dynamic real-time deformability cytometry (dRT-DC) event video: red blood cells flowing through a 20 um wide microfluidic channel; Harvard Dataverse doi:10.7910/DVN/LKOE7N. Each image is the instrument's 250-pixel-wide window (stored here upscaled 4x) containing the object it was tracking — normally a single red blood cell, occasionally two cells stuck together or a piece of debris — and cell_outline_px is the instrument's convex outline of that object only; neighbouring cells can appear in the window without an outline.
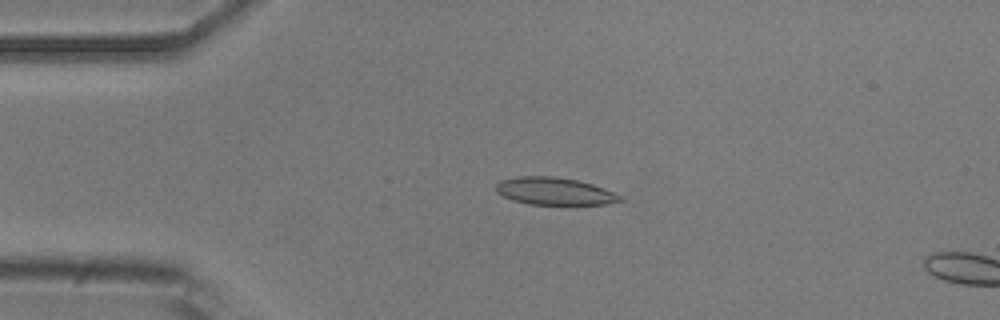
{"species": "common noctule bat (a hibernating species)", "species_latin": "Nyctalus noctula", "temperature_condition": "room temperature", "stored_images_in_passage": 4, "camera_frame_rate_fps": 3000, "um_per_image_px": 0.085, "animal": {"sex": "male", "body_mass_g": 20.5, "forearm_length_mm": 52.5}, "frame": {"image": 1, "passage_image": 3, "time_ms": 3.0, "image_size_px": [1000, 320], "cell_outline_px": [[624, 200], [608, 204], [528, 204], [512, 200], [496, 192], [496, 184], [500, 180], [520, 176], [556, 176], [576, 180], [592, 184], [604, 188], [624, 196]], "centroid_in_image_um": [47.15, 16.25], "position_along_channel_um": 37.8, "area_um2": 19.88}}